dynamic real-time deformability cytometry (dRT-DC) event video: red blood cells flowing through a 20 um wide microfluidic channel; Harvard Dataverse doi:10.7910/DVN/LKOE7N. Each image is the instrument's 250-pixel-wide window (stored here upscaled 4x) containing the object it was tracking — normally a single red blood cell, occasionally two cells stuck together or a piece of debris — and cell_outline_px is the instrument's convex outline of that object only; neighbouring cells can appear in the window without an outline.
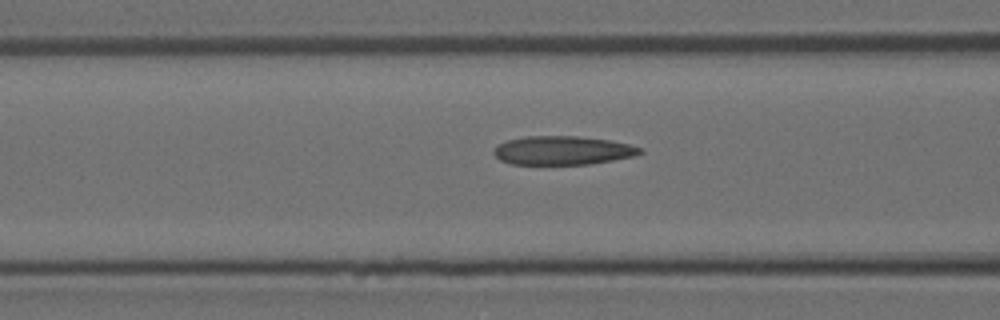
{"species": "Egyptian fruit bat (a non-hibernating species)", "species_latin": "Rousettus aegyptiacus", "temperature_condition": "room temperature", "stored_images_in_passage": 31, "camera_frame_rate_fps": 3000, "um_per_image_px": 0.085, "animal": {"sex": "female"}, "frame": {"image": 1, "passage_image": 11, "time_ms": 3.333, "image_size_px": [1000, 320], "cell_outline_px": [[644, 152], [636, 156], [588, 164], [512, 164], [500, 160], [492, 152], [492, 148], [496, 144], [508, 140], [524, 136], [576, 136], [608, 140], [628, 144], [640, 148]], "centroid_in_image_um": [47.77, 12.78], "position_along_channel_um": 118.8, "area_um2": 24.51}}
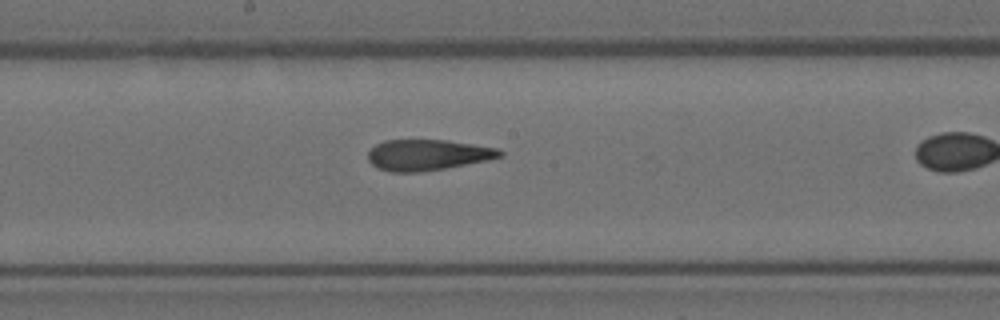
{"frame": {"image": 2, "passage_image": 18, "time_ms": 5.667, "image_size_px": [1000, 320], "cell_outline_px": [[504, 156], [488, 160], [444, 168], [420, 172], [392, 172], [376, 168], [368, 160], [368, 152], [376, 144], [384, 140], [444, 140], [500, 148], [504, 152]], "centroid_in_image_um": [36.36, 13.17], "position_along_channel_um": 211.8, "area_um2": 23.76}}
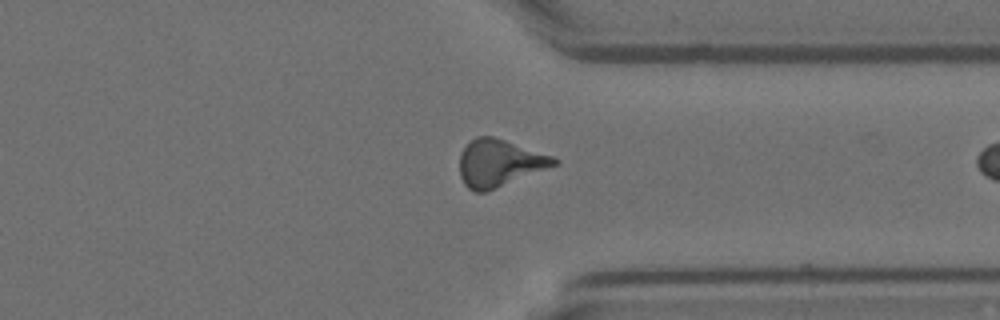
{"frame": {"image": 3, "passage_image": 30, "time_ms": 9.667, "image_size_px": [1000, 320], "cell_outline_px": [[560, 160], [556, 164], [484, 192], [472, 192], [464, 184], [460, 176], [460, 152], [476, 136], [492, 136], [552, 156]], "centroid_in_image_um": [42.38, 13.85], "position_along_channel_um": 369.0, "area_um2": 25.2}}